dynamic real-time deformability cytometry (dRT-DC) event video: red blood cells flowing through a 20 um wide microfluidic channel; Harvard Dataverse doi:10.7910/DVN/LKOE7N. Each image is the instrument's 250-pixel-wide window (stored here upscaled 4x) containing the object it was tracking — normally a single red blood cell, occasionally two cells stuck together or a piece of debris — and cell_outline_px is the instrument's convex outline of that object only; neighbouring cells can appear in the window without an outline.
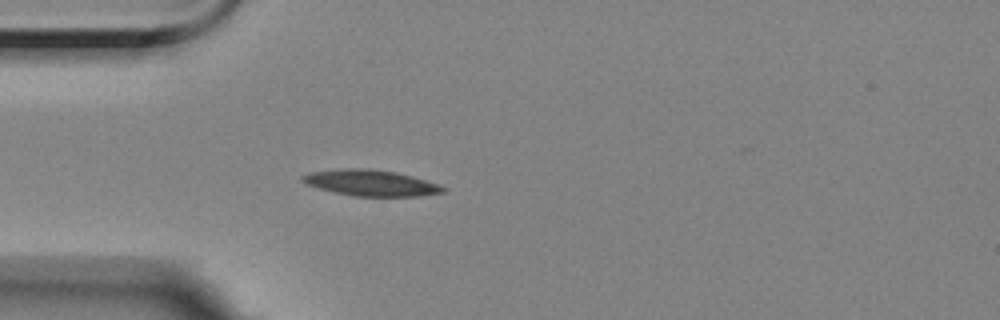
{"species": "Egyptian fruit bat (a non-hibernating species)", "species_latin": "Rousettus aegyptiacus", "temperature_condition": "room temperature", "stored_images_in_passage": 4, "camera_frame_rate_fps": 3000, "um_per_image_px": 0.085, "animal": {"sex": "female"}, "frame": {"image": 1, "passage_image": 4, "time_ms": 4.333, "image_size_px": [1000, 320], "cell_outline_px": [[448, 188], [444, 192], [416, 196], [352, 196], [320, 188], [308, 184], [300, 180], [300, 176], [308, 172], [344, 168], [368, 168], [396, 172], [412, 176], [440, 184]], "centroid_in_image_um": [31.53, 15.53], "position_along_channel_um": 53.5, "area_um2": 21.33}}